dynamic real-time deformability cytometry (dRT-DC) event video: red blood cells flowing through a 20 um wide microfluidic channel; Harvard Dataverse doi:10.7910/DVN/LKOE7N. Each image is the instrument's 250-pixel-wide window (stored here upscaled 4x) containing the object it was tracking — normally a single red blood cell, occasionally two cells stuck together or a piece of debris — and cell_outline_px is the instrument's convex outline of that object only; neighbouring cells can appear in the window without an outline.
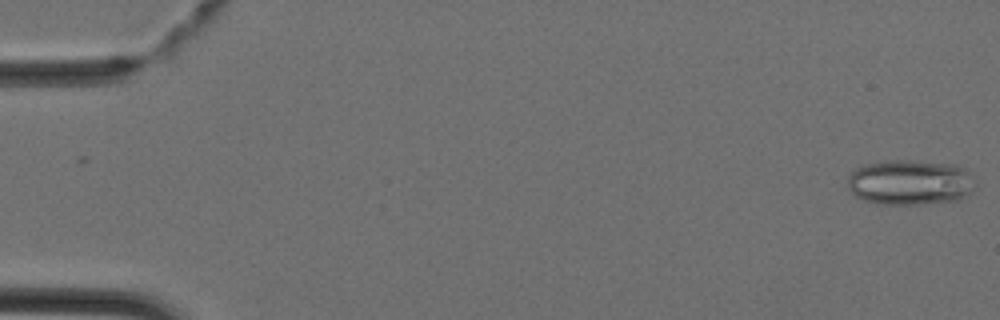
{"species": "Egyptian fruit bat (a non-hibernating species)", "species_latin": "Rousettus aegyptiacus", "temperature_condition": "cold", "stored_images_in_passage": 2, "camera_frame_rate_fps": 3000, "um_per_image_px": 0.085, "animal": {"sex": "female"}, "frame": {"image": 1, "passage_image": 2, "time_ms": 0.333, "image_size_px": [1000, 320], "cell_outline_px": [[968, 192], [960, 200], [916, 204], [880, 204], [864, 200], [856, 196], [848, 188], [848, 176], [856, 168], [868, 164], [888, 160], [908, 160], [960, 164], [968, 172]], "centroid_in_image_um": [77.27, 15.49], "position_along_channel_um": 7.7, "area_um2": 33.06}}